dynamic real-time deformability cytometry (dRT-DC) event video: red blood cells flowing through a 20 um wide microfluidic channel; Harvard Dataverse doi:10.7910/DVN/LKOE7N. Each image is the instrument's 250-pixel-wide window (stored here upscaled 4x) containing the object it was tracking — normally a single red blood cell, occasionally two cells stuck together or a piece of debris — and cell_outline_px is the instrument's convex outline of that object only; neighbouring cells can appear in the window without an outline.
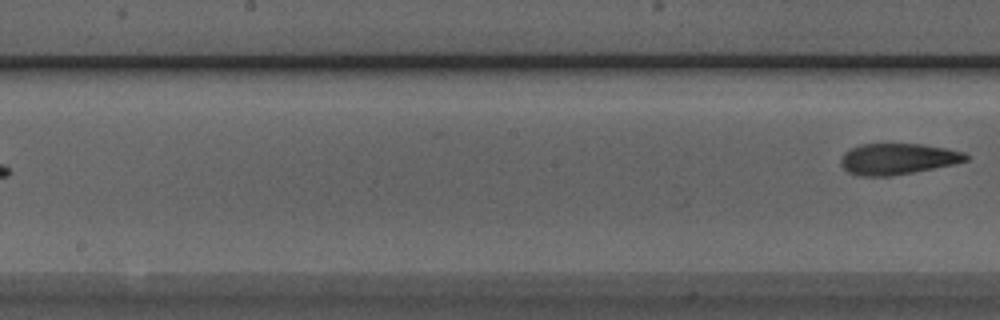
{"species": "Egyptian fruit bat (a non-hibernating species)", "species_latin": "Rousettus aegyptiacus", "temperature_condition": "room temperature", "stored_images_in_passage": 8, "camera_frame_rate_fps": 3000, "um_per_image_px": 0.085, "animal": {"sex": "male"}, "frame": {"image": 1, "passage_image": 8, "time_ms": 2.333, "image_size_px": [1000, 320], "cell_outline_px": [[968, 160], [952, 164], [892, 176], [860, 176], [848, 172], [840, 164], [840, 156], [848, 148], [860, 144], [924, 144], [964, 152], [968, 156]], "centroid_in_image_um": [76.23, 13.5], "position_along_channel_um": 172.0, "area_um2": 22.66}}